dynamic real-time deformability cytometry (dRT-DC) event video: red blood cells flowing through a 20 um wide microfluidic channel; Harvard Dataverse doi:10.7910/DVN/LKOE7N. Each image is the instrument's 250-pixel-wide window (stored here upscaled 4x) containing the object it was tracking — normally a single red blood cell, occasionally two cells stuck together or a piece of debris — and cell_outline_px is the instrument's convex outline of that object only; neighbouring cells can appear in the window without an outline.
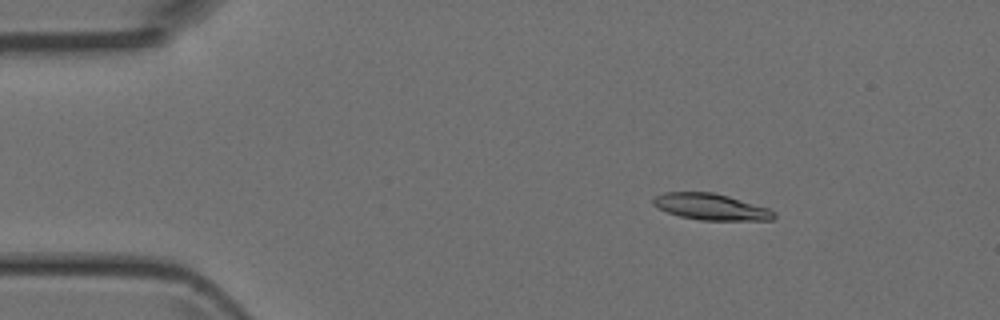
{"species": "Egyptian fruit bat (a non-hibernating species)", "species_latin": "Rousettus aegyptiacus", "temperature_condition": "room temperature", "stored_images_in_passage": 47, "camera_frame_rate_fps": 3000, "um_per_image_px": 0.085, "animal": {"sex": "female"}, "frame": {"image": 1, "passage_image": 6, "time_ms": 1.667, "image_size_px": [1000, 320], "cell_outline_px": [[776, 216], [772, 220], [700, 220], [680, 216], [668, 212], [652, 204], [652, 200], [656, 196], [664, 192], [712, 192], [728, 196], [768, 208], [776, 212]], "centroid_in_image_um": [60.44, 17.58], "position_along_channel_um": 24.6, "area_um2": 18.38}}
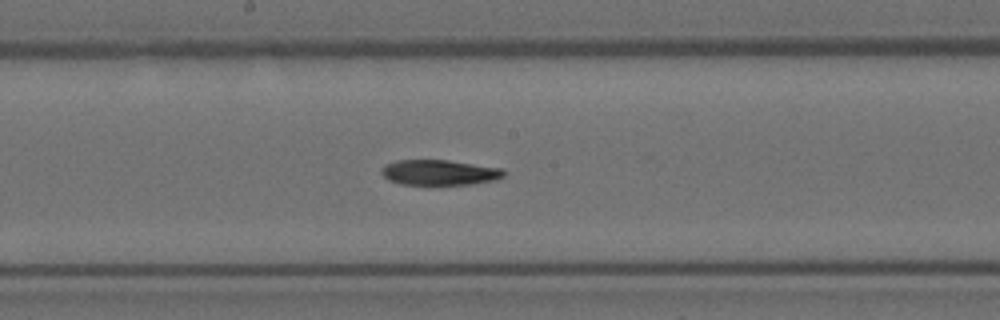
{"frame": {"image": 2, "passage_image": 24, "time_ms": 7.667, "image_size_px": [1000, 320], "cell_outline_px": [[504, 176], [496, 180], [472, 184], [400, 184], [388, 180], [380, 172], [384, 164], [396, 160], [448, 160], [504, 168]], "centroid_in_image_um": [37.35, 14.65], "position_along_channel_um": 210.9, "area_um2": 18.15}}
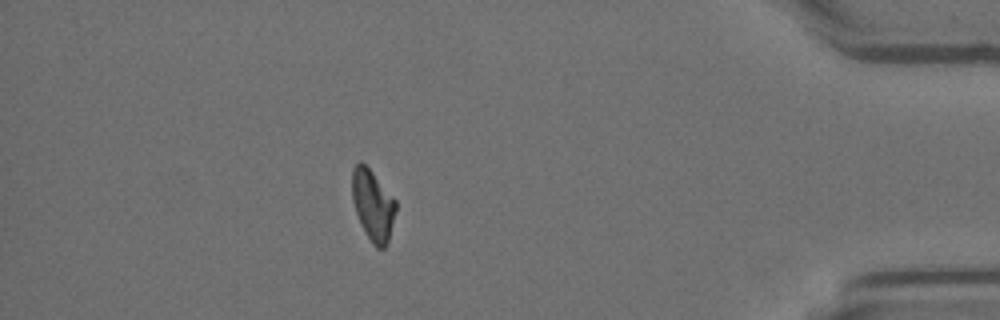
{"frame": {"image": 3, "passage_image": 41, "time_ms": 13.333, "image_size_px": [1000, 320], "cell_outline_px": [[396, 212], [388, 240], [384, 248], [376, 248], [372, 244], [356, 212], [352, 200], [352, 168], [360, 160], [372, 172], [396, 200]], "centroid_in_image_um": [31.69, 17.42], "position_along_channel_um": 403.5, "area_um2": 17.74}}